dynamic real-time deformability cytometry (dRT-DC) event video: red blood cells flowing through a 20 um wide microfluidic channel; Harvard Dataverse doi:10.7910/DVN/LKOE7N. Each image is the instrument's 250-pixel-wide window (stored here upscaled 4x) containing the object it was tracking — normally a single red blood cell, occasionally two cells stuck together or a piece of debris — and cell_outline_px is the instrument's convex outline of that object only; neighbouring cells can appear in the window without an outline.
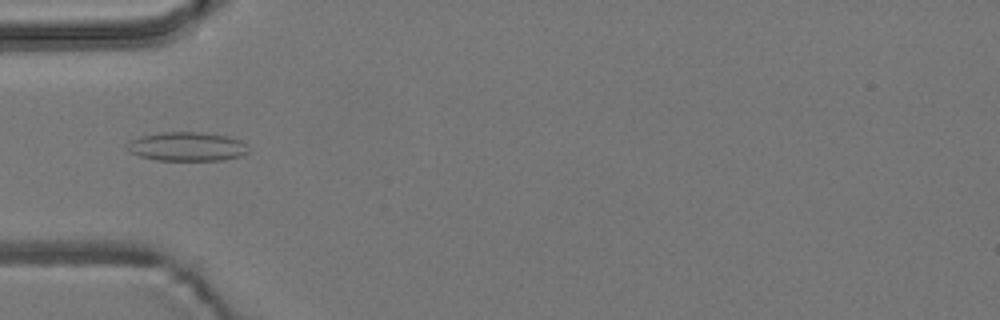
{"species": "common noctule bat (a hibernating species)", "species_latin": "Nyctalus noctula", "temperature_condition": "room temperature", "stored_images_in_passage": 11, "camera_frame_rate_fps": 3000, "um_per_image_px": 0.085, "animal": {"sex": "male", "body_mass_g": 19.2, "forearm_length_mm": 51.8}, "frame": {"image": 1, "passage_image": 5, "time_ms": 5.667, "image_size_px": [1000, 320], "cell_outline_px": [[248, 152], [240, 156], [224, 160], [156, 160], [140, 156], [128, 152], [124, 148], [128, 140], [140, 136], [160, 132], [200, 132], [228, 136], [240, 140], [244, 144]], "centroid_in_image_um": [15.81, 12.45], "position_along_channel_um": 69.2, "area_um2": 20.63}}
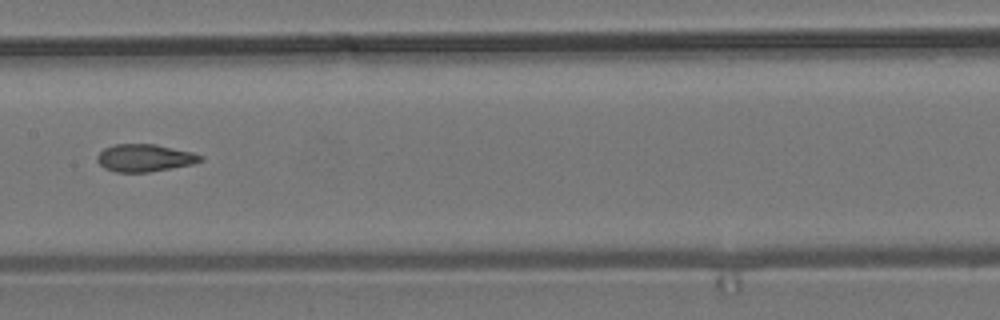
{"frame": {"image": 2, "passage_image": 8, "time_ms": 9.0, "image_size_px": [1000, 320], "cell_outline_px": [[204, 160], [192, 164], [148, 172], [116, 172], [104, 168], [96, 160], [96, 156], [104, 148], [116, 144], [156, 144], [192, 152], [204, 156]], "centroid_in_image_um": [12.3, 13.42], "position_along_channel_um": 195.1, "area_um2": 16.53}}
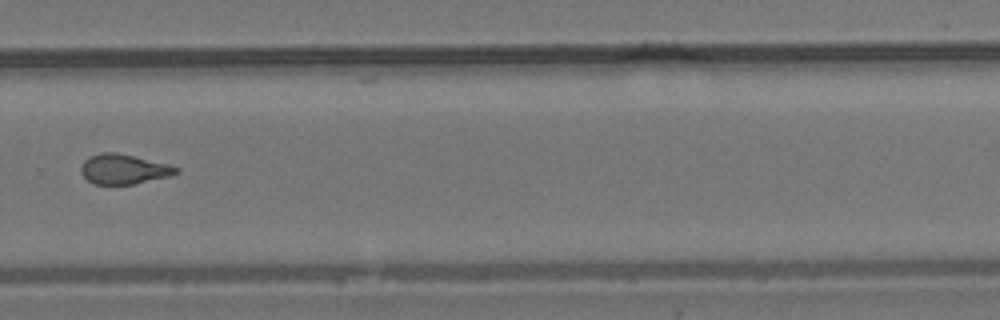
{"frame": {"image": 3, "passage_image": 11, "time_ms": 12.333, "image_size_px": [1000, 320], "cell_outline_px": [[180, 172], [168, 176], [132, 184], [96, 184], [88, 180], [80, 172], [80, 164], [88, 156], [100, 152], [116, 152], [168, 164], [180, 168]], "centroid_in_image_um": [10.48, 14.36], "position_along_channel_um": 319.3, "area_um2": 16.53}}